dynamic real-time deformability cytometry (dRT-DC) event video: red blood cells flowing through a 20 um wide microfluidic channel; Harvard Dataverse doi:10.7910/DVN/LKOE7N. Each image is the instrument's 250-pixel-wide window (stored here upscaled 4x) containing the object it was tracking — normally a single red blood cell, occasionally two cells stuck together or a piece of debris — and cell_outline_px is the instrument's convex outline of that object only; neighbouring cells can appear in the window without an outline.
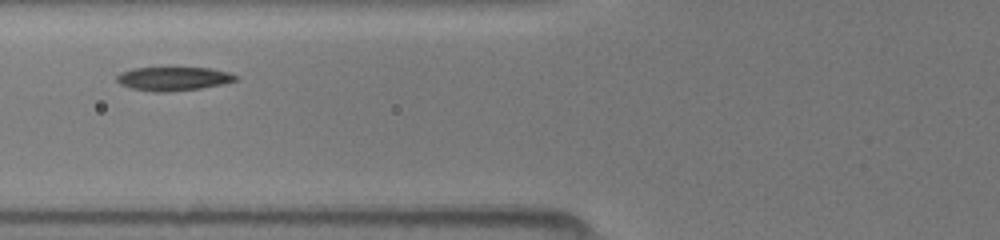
{"species": "common noctule bat (a hibernating species)", "species_latin": "Nyctalus noctula", "temperature_condition": "room temperature", "stored_images_in_passage": 28, "camera_frame_rate_fps": 3000, "um_per_image_px": 0.085, "animal": {"sex": "female", "body_mass_g": 19.5, "forearm_length_mm": 54.1}, "frame": {"image": 1, "passage_image": 4, "time_ms": 1.0, "image_size_px": [1000, 240], "cell_outline_px": [[240, 80], [224, 84], [200, 88], [168, 92], [156, 92], [132, 88], [120, 84], [116, 80], [116, 76], [120, 72], [132, 68], [212, 68], [228, 72], [240, 76]], "centroid_in_image_um": [14.79, 6.69], "position_along_channel_um": 111.0, "area_um2": 16.59}}
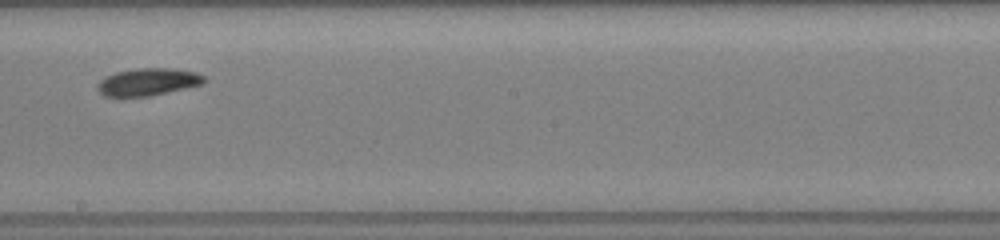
{"frame": {"image": 2, "passage_image": 13, "time_ms": 4.0, "image_size_px": [1000, 240], "cell_outline_px": [[208, 80], [204, 84], [148, 96], [104, 96], [96, 88], [96, 84], [104, 76], [116, 72], [136, 68], [172, 68], [196, 72], [204, 76]], "centroid_in_image_um": [12.58, 6.95], "position_along_channel_um": 235.6, "area_um2": 17.11}}
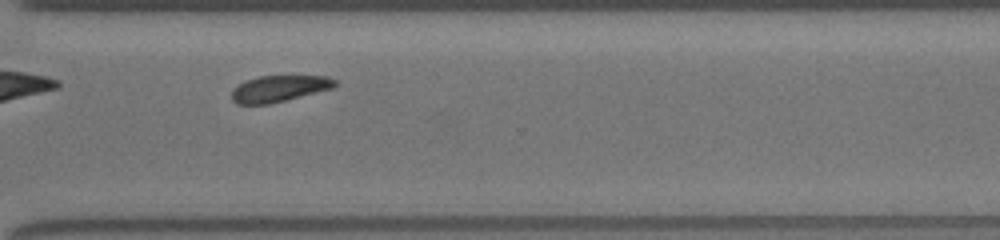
{"frame": {"image": 3, "passage_image": 21, "time_ms": 6.667, "image_size_px": [1000, 240], "cell_outline_px": [[336, 84], [332, 88], [268, 104], [236, 104], [232, 100], [232, 88], [244, 80], [260, 76], [328, 76], [336, 80]], "centroid_in_image_um": [23.67, 7.52], "position_along_channel_um": 346.9, "area_um2": 15.72}}